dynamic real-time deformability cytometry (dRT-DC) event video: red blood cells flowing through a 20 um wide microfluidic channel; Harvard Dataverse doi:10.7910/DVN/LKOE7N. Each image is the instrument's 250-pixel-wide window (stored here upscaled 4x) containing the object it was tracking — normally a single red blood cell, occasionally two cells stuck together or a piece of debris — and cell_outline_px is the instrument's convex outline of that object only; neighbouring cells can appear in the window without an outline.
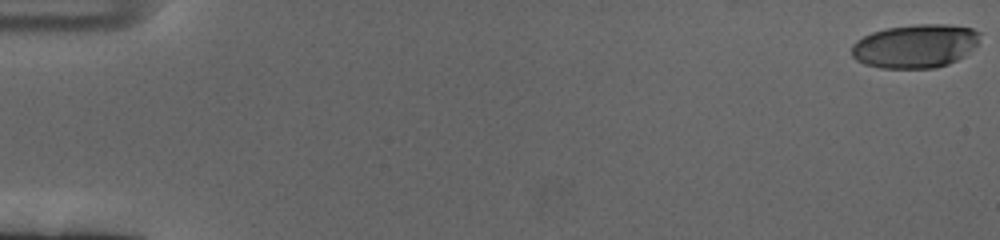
{"species": "human", "species_latin": "Homo sapiens", "temperature_condition": "cold", "stored_images_in_passage": 62, "camera_frame_rate_fps": 3000, "um_per_image_px": 0.085, "donor": {"sex": "female"}, "frame": {"image": 1, "passage_image": 1, "time_ms": 0.0, "image_size_px": [1000, 240], "cell_outline_px": [[980, 32], [976, 44], [956, 60], [948, 64], [932, 68], [880, 68], [864, 64], [856, 60], [852, 56], [852, 44], [856, 40], [872, 32], [888, 28], [916, 24], [948, 24], [972, 28]], "centroid_in_image_um": [77.75, 3.91], "position_along_channel_um": 7.3, "area_um2": 32.37}}
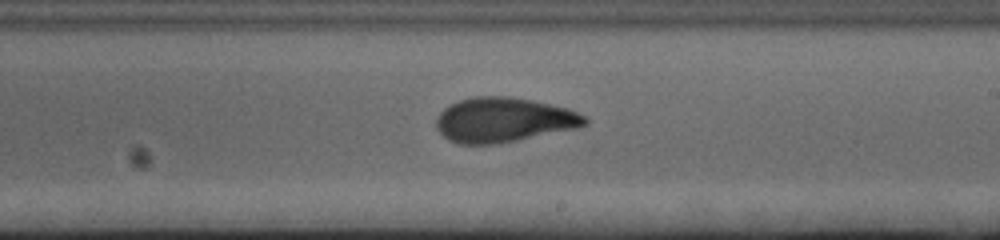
{"frame": {"image": 2, "passage_image": 38, "time_ms": 12.333, "image_size_px": [1000, 240], "cell_outline_px": [[588, 124], [576, 128], [496, 144], [460, 144], [448, 140], [436, 128], [436, 120], [440, 112], [444, 108], [460, 100], [472, 96], [508, 96], [532, 100], [568, 108], [584, 116], [588, 120]], "centroid_in_image_um": [42.79, 10.19], "position_along_channel_um": 246.2, "area_um2": 38.49}}
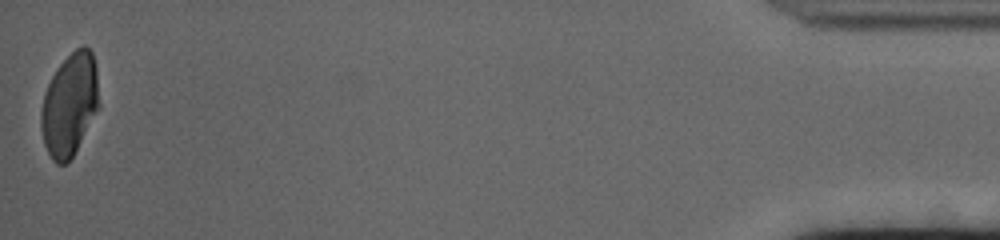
{"frame": {"image": 3, "passage_image": 62, "time_ms": 20.333, "image_size_px": [1000, 240], "cell_outline_px": [[100, 108], [68, 164], [56, 164], [52, 160], [44, 144], [40, 128], [40, 112], [44, 92], [56, 68], [76, 48], [84, 44], [92, 52], [96, 64]], "centroid_in_image_um": [5.92, 8.9], "position_along_channel_um": 429.3, "area_um2": 35.2}, "authors_computed_cell_mechanics": {"area_um2": 36.992, "velocity_mm_per_s": 3.3528, "shape_relaxation_time_tau1_ms": 4.7589, "shape_relaxation_time_tau2_ms": 1.4925, "deformation_change_tau1": 0.2086, "deformation_change_tau2": 0.0705}}